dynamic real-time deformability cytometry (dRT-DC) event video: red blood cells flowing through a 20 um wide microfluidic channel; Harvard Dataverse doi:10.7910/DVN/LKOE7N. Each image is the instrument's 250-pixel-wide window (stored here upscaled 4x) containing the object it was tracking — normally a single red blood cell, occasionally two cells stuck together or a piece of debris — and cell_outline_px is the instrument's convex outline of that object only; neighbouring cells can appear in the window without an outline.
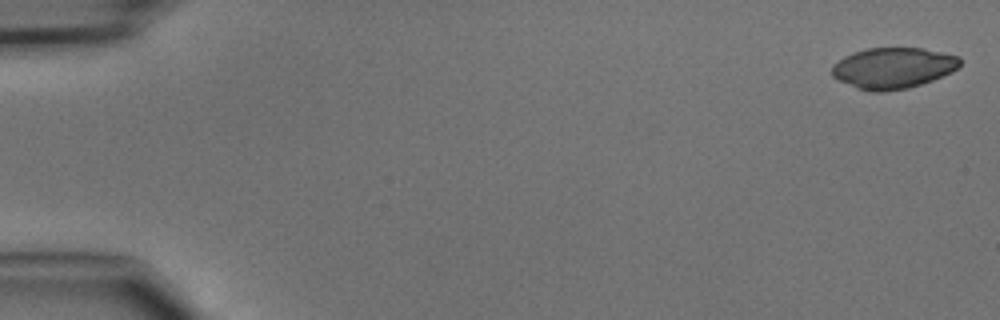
{"species": "common noctule bat (a hibernating species)", "species_latin": "Nyctalus noctula", "temperature_condition": "cold", "stored_images_in_passage": 9, "camera_frame_rate_fps": 3000, "um_per_image_px": 0.085, "animal": {"sex": "male", "body_mass_g": 15.6}, "frame": {"image": 1, "passage_image": 1, "time_ms": 0.0, "image_size_px": [1000, 320], "cell_outline_px": [[960, 64], [952, 72], [932, 80], [908, 88], [884, 92], [868, 92], [856, 88], [832, 76], [832, 64], [844, 56], [852, 52], [868, 48], [924, 48], [960, 56]], "centroid_in_image_um": [75.89, 5.78], "position_along_channel_um": 9.1, "area_um2": 30.69}}